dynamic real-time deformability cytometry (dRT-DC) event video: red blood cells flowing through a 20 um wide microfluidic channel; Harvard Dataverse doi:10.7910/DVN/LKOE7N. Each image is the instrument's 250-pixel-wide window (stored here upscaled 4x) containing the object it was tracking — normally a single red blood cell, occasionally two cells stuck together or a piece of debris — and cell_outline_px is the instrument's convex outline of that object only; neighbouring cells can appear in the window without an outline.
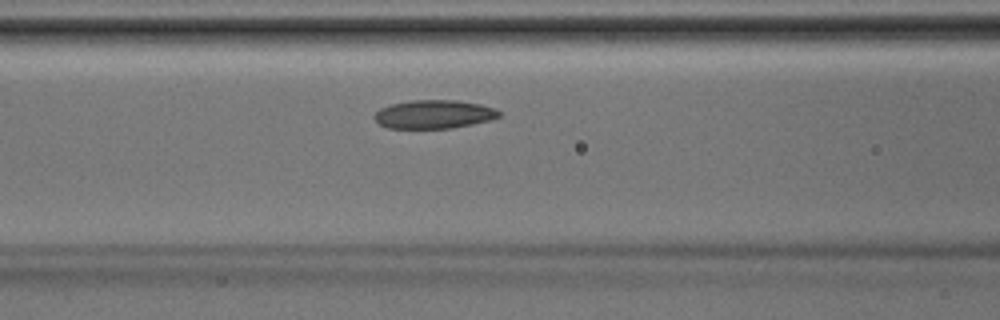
{"species": "Egyptian fruit bat (a non-hibernating species)", "species_latin": "Rousettus aegyptiacus", "temperature_condition": "room temperature", "stored_images_in_passage": 8, "camera_frame_rate_fps": 3000, "um_per_image_px": 0.085, "animal": {"sex": "male"}, "frame": {"image": 1, "passage_image": 7, "time_ms": 2.0, "image_size_px": [1000, 320], "cell_outline_px": [[500, 116], [492, 120], [452, 128], [388, 128], [380, 124], [372, 116], [380, 108], [392, 104], [408, 100], [456, 100], [480, 104], [496, 108], [500, 112]], "centroid_in_image_um": [36.9, 9.71], "position_along_channel_um": 129.7, "area_um2": 20.81}}